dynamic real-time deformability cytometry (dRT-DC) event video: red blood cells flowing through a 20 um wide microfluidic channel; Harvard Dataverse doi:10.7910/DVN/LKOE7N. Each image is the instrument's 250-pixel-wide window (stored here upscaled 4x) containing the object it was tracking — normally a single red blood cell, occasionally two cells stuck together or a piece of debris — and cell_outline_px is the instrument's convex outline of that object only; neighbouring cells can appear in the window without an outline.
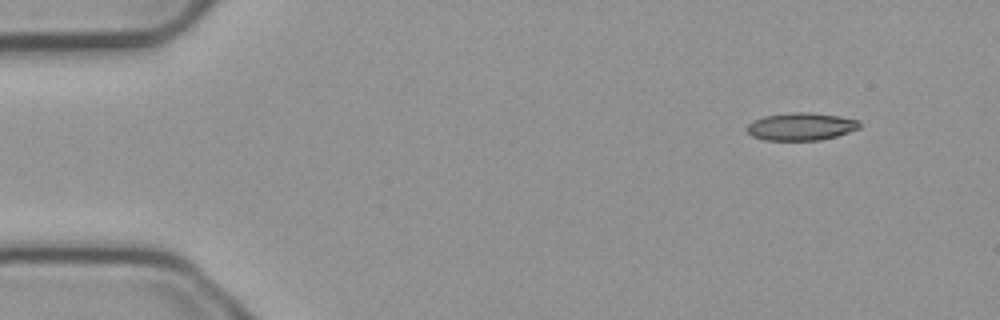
{"species": "common noctule bat (a hibernating species)", "species_latin": "Nyctalus noctula", "temperature_condition": "cold", "stored_images_in_passage": 4, "camera_frame_rate_fps": 3000, "um_per_image_px": 0.085, "animal": {"sex": "male", "body_mass_g": 23.1, "forearm_length_mm": 52.7}, "frame": {"image": 1, "passage_image": 1, "time_ms": 0.0, "image_size_px": [1000, 320], "cell_outline_px": [[860, 128], [836, 136], [820, 140], [764, 140], [752, 136], [748, 132], [748, 124], [752, 120], [764, 116], [792, 112], [812, 112], [860, 120]], "centroid_in_image_um": [68.08, 10.75], "position_along_channel_um": 16.9, "area_um2": 18.09}}
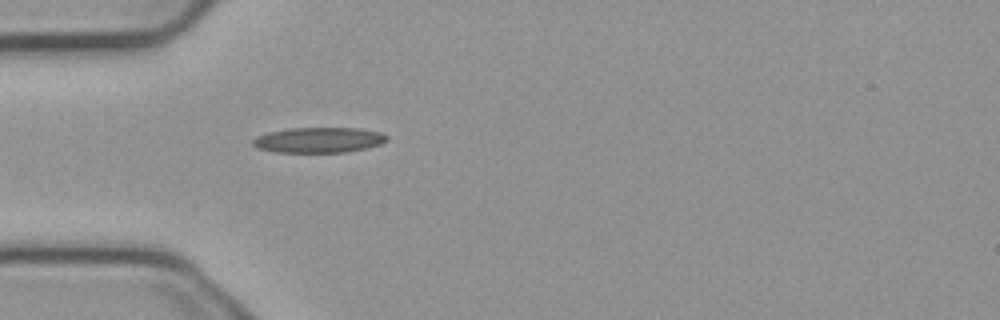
{"frame": {"image": 2, "passage_image": 4, "time_ms": 1.0, "image_size_px": [1000, 320], "cell_outline_px": [[388, 140], [380, 144], [364, 148], [344, 152], [276, 152], [256, 148], [252, 144], [252, 140], [256, 136], [268, 132], [288, 128], [356, 128], [380, 132], [388, 136]], "centroid_in_image_um": [27.05, 11.89], "position_along_channel_um": 57.9, "area_um2": 19.77}}